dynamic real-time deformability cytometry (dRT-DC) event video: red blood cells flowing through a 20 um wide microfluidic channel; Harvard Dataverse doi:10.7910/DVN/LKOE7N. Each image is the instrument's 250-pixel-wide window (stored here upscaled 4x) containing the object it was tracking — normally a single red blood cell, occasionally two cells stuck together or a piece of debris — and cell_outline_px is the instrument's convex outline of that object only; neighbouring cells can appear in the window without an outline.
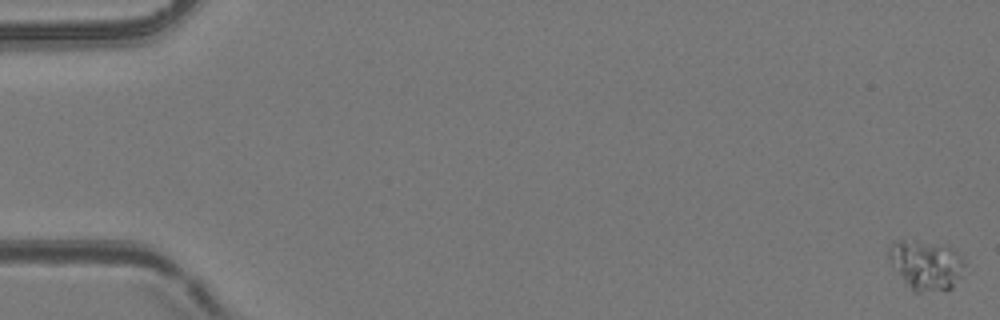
{"species": "common noctule bat (a hibernating species)", "species_latin": "Nyctalus noctula", "temperature_condition": "room temperature", "stored_images_in_passage": 5, "camera_frame_rate_fps": 3000, "um_per_image_px": 0.085, "animal": {"sex": "female", "body_mass_g": 24.6, "forearm_length_mm": 56.2}, "frame": {"image": 1, "passage_image": 1, "time_ms": 0.0, "image_size_px": [1000, 320], "cell_outline_px": [[964, 264], [952, 288], [920, 292], [912, 292], [888, 256], [888, 248], [896, 240], [916, 240], [956, 248], [964, 260]], "centroid_in_image_um": [78.71, 22.49], "position_along_channel_um": 6.3, "area_um2": 21.39}}
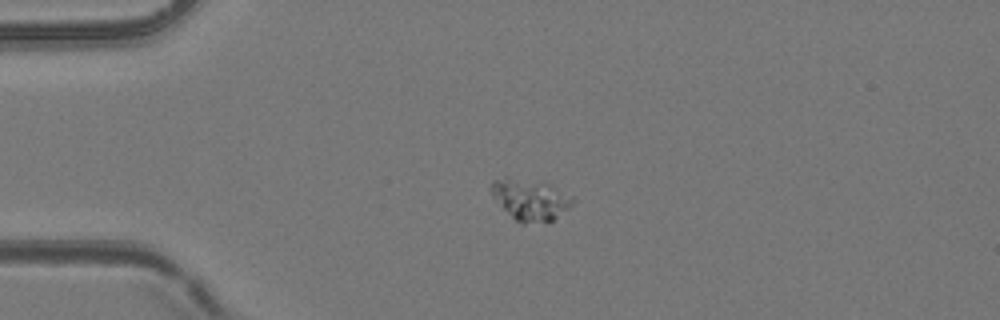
{"frame": {"image": 2, "passage_image": 5, "time_ms": 1.333, "image_size_px": [1000, 320], "cell_outline_px": [[576, 200], [568, 208], [552, 220], [524, 224], [516, 220], [492, 196], [492, 180], [504, 176], [508, 176], [552, 184], [572, 196]], "centroid_in_image_um": [45.09, 16.93], "position_along_channel_um": 39.9, "area_um2": 19.42}}